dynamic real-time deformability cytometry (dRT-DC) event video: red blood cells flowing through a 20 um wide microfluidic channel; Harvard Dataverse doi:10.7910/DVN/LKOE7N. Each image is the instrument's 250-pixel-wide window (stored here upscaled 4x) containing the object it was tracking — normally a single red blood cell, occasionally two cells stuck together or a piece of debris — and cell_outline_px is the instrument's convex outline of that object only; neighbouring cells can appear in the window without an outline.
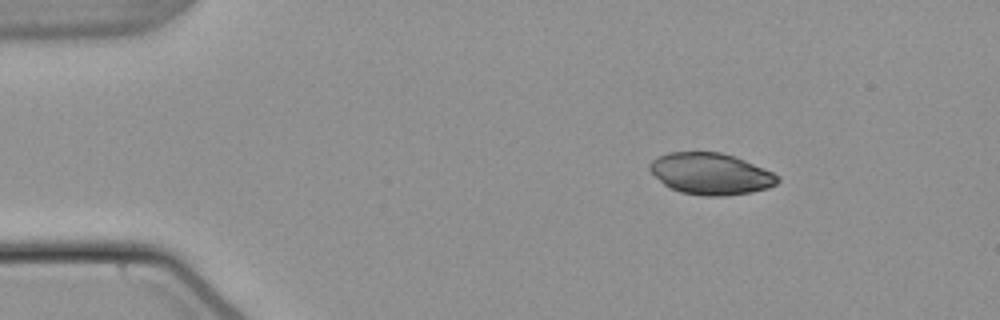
{"species": "common noctule bat (a hibernating species)", "species_latin": "Nyctalus noctula", "temperature_condition": "warm", "stored_images_in_passage": 46, "camera_frame_rate_fps": 3000, "um_per_image_px": 0.085, "animal": {"sex": "male", "body_mass_g": 21.5, "forearm_length_mm": 52.0}, "frame": {"image": 1, "passage_image": 1, "time_ms": 0.0, "image_size_px": [1000, 320], "cell_outline_px": [[780, 180], [776, 184], [768, 188], [752, 192], [720, 196], [704, 196], [680, 192], [668, 188], [648, 168], [648, 164], [652, 160], [668, 152], [720, 152], [744, 160], [772, 172], [780, 176]], "centroid_in_image_um": [60.4, 14.78], "position_along_channel_um": 24.6, "area_um2": 30.81}}
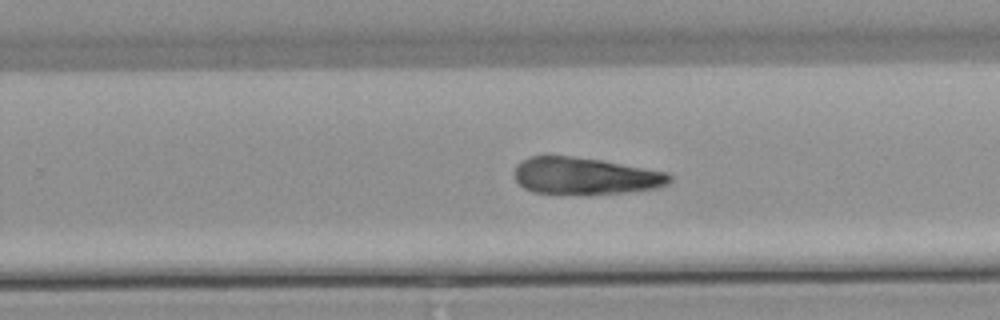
{"frame": {"image": 2, "passage_image": 27, "time_ms": 8.667, "image_size_px": [1000, 320], "cell_outline_px": [[672, 180], [668, 184], [656, 188], [624, 192], [532, 192], [524, 188], [516, 180], [512, 172], [516, 164], [520, 160], [532, 156], [572, 156], [600, 160], [668, 172], [672, 176]], "centroid_in_image_um": [49.71, 14.92], "position_along_channel_um": 280.1, "area_um2": 32.77}}
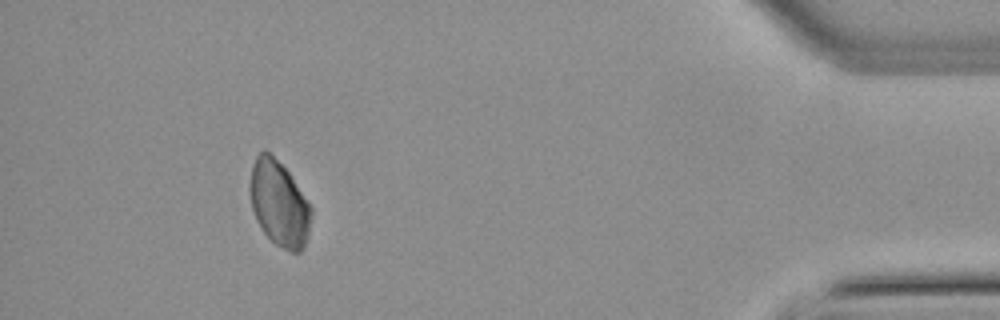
{"frame": {"image": 3, "passage_image": 42, "time_ms": 13.667, "image_size_px": [1000, 320], "cell_outline_px": [[312, 212], [308, 232], [304, 248], [300, 252], [292, 252], [276, 244], [264, 232], [256, 220], [252, 208], [248, 188], [248, 184], [252, 164], [256, 156], [264, 148], [288, 172], [312, 208]], "centroid_in_image_um": [23.69, 17.29], "position_along_channel_um": 411.5, "area_um2": 30.29}}